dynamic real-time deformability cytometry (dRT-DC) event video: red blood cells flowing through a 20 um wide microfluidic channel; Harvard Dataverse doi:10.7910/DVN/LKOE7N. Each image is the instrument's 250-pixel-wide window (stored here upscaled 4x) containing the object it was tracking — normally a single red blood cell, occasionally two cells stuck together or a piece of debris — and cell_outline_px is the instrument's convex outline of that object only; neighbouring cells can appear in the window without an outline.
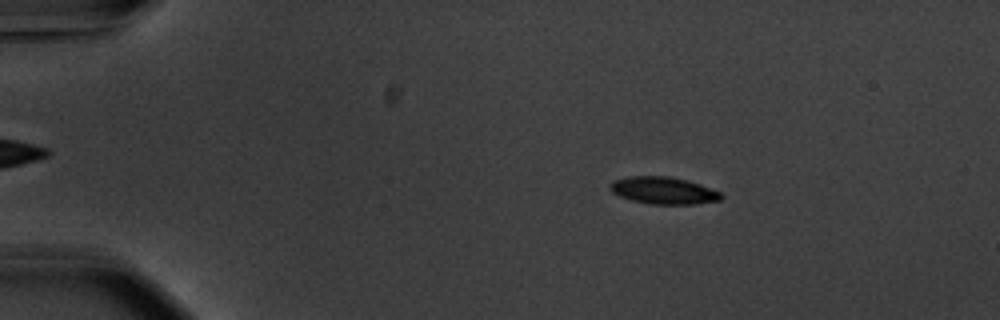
{"species": "common noctule bat (a hibernating species)", "species_latin": "Nyctalus noctula", "temperature_condition": "warm", "stored_images_in_passage": 55, "camera_frame_rate_fps": 3000, "um_per_image_px": 0.085, "animal": {"sex": "male", "body_mass_g": 20.1, "forearm_length_mm": 53.5}, "frame": {"image": 1, "passage_image": 10, "time_ms": 3.0, "image_size_px": [1000, 320], "cell_outline_px": [[724, 196], [720, 200], [696, 204], [648, 204], [632, 200], [620, 196], [612, 192], [608, 188], [608, 184], [616, 180], [628, 176], [668, 176], [688, 180], [700, 184], [720, 192]], "centroid_in_image_um": [56.39, 16.19], "position_along_channel_um": 28.6, "area_um2": 17.63}}
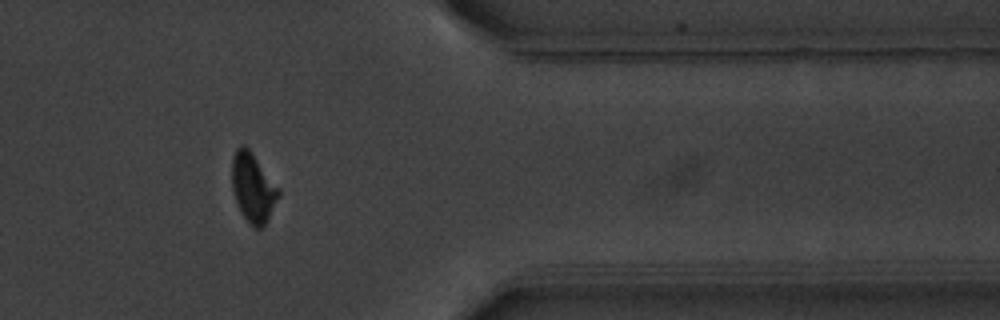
{"frame": {"image": 2, "passage_image": 46, "time_ms": 15.0, "image_size_px": [1000, 320], "cell_outline_px": [[280, 196], [268, 220], [260, 228], [256, 228], [248, 224], [236, 200], [232, 188], [232, 156], [236, 148], [240, 144], [244, 144], [252, 152], [280, 188]], "centroid_in_image_um": [21.52, 15.92], "position_along_channel_um": 389.9, "area_um2": 18.9}}
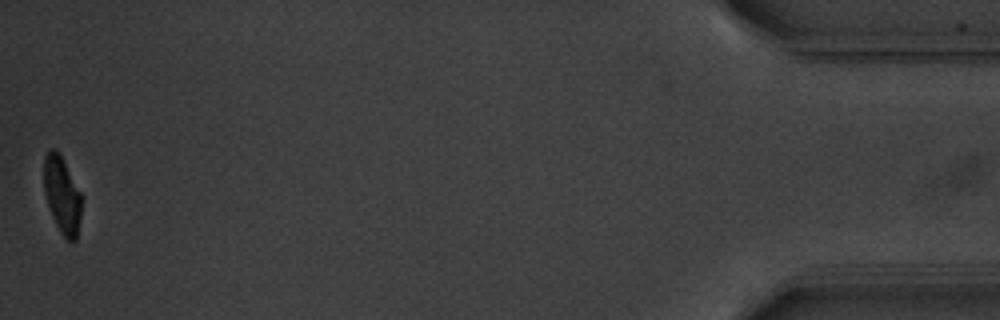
{"frame": {"image": 3, "passage_image": 55, "time_ms": 18.0, "image_size_px": [1000, 320], "cell_outline_px": [[80, 216], [76, 240], [72, 244], [60, 232], [52, 216], [44, 192], [44, 156], [52, 148], [60, 156], [80, 192]], "centroid_in_image_um": [5.26, 16.63], "position_along_channel_um": 429.9, "area_um2": 16.24}, "authors_computed_cell_mechanics": {"area_um2": 18.3804, "velocity_mm_per_s": 3.729, "shape_relaxation_time_tau1_ms": 3.3074, "shape_relaxation_time_tau2_ms": 1.7276, "deformation_change_tau1": 0.1535, "deformation_change_tau2": 0.0699}}